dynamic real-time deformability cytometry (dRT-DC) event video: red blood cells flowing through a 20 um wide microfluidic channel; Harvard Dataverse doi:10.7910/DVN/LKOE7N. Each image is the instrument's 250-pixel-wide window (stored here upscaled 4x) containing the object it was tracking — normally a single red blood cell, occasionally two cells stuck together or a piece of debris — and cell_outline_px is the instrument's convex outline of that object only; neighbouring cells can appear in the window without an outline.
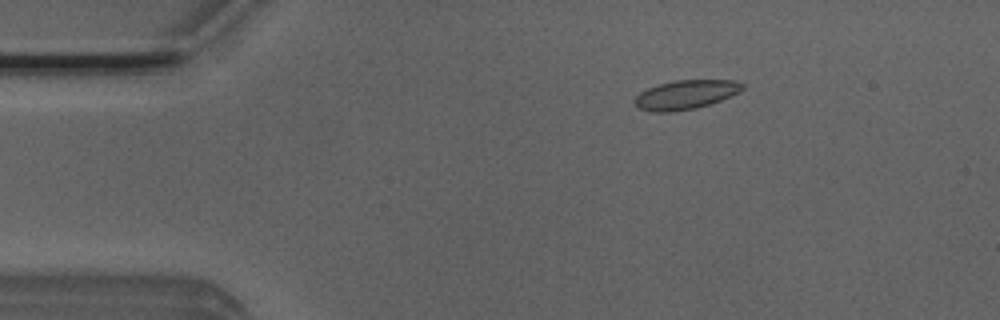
{"species": "Egyptian fruit bat (a non-hibernating species)", "species_latin": "Rousettus aegyptiacus", "temperature_condition": "room temperature", "stored_images_in_passage": 4, "camera_frame_rate_fps": 3000, "um_per_image_px": 0.085, "animal": {"sex": "male"}, "frame": {"image": 1, "passage_image": 3, "time_ms": 0.667, "image_size_px": [1000, 320], "cell_outline_px": [[744, 88], [740, 92], [720, 100], [696, 108], [668, 112], [652, 112], [640, 108], [632, 100], [640, 92], [648, 88], [672, 80], [736, 80], [744, 84]], "centroid_in_image_um": [58.29, 8.03], "position_along_channel_um": 26.7, "area_um2": 18.21}}
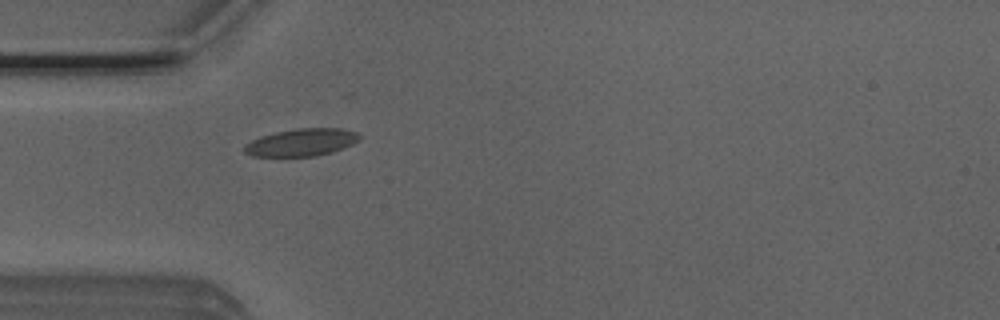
{"frame": {"image": 2, "passage_image": 4, "time_ms": 1.0, "image_size_px": [1000, 320], "cell_outline_px": [[364, 136], [360, 140], [352, 144], [332, 152], [316, 156], [252, 156], [244, 152], [244, 144], [260, 136], [276, 132], [296, 128], [340, 128], [360, 132]], "centroid_in_image_um": [25.67, 12.09], "position_along_channel_um": 59.3, "area_um2": 18.61}}